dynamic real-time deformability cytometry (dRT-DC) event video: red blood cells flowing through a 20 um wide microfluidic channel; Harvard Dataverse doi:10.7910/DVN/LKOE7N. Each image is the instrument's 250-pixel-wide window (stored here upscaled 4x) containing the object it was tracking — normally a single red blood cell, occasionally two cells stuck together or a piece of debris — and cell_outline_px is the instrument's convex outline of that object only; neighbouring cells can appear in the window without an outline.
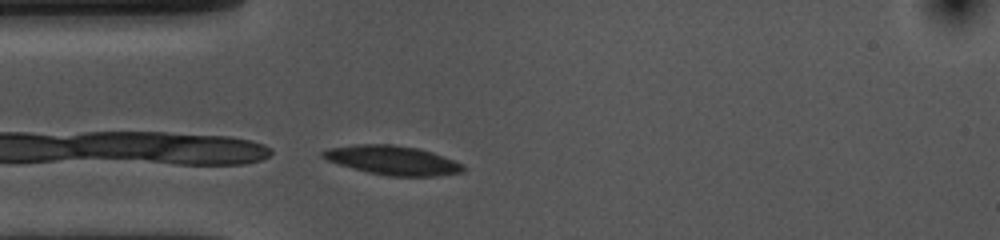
{"species": "common noctule bat (a hibernating species)", "species_latin": "Nyctalus noctula", "temperature_condition": "cold", "stored_images_in_passage": 31, "camera_frame_rate_fps": 3000, "um_per_image_px": 0.085, "animal": {"sex": "female", "body_mass_g": 10.0, "forearm_length_mm": 53.1}, "frame": {"image": 1, "passage_image": 1, "time_ms": 0.0, "image_size_px": [1000, 240], "cell_outline_px": [[464, 172], [436, 176], [388, 176], [368, 172], [352, 168], [328, 160], [320, 156], [320, 152], [328, 148], [356, 144], [392, 144], [416, 148], [432, 152], [464, 164]], "centroid_in_image_um": [33.37, 13.62], "position_along_channel_um": 51.6, "area_um2": 23.76}}
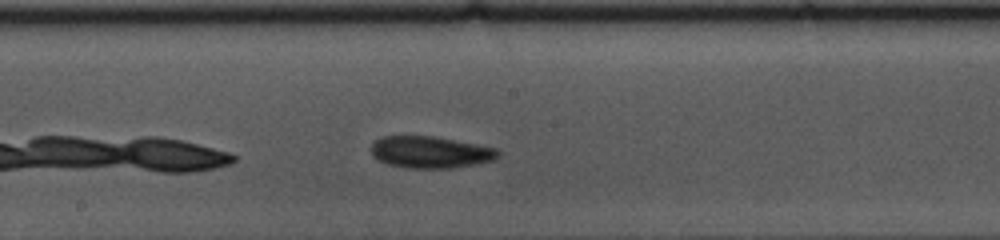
{"frame": {"image": 2, "passage_image": 15, "time_ms": 4.667, "image_size_px": [1000, 240], "cell_outline_px": [[500, 156], [492, 160], [476, 164], [452, 168], [408, 168], [388, 164], [372, 156], [372, 144], [376, 140], [384, 136], [432, 136], [476, 144], [496, 148], [500, 152]], "centroid_in_image_um": [36.59, 12.94], "position_along_channel_um": 211.6, "area_um2": 23.35}}
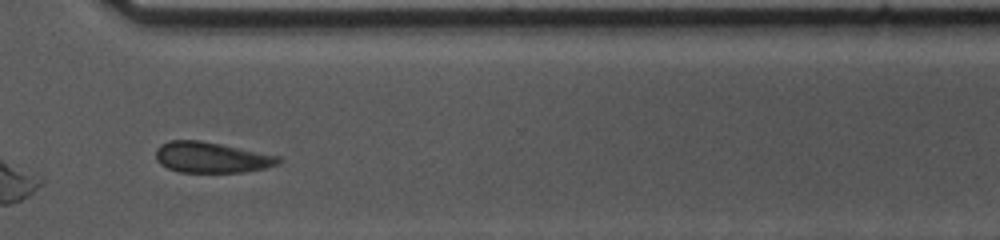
{"frame": {"image": 3, "passage_image": 27, "time_ms": 8.667, "image_size_px": [1000, 240], "cell_outline_px": [[284, 160], [280, 164], [264, 168], [244, 172], [180, 172], [168, 168], [160, 164], [156, 160], [156, 148], [160, 144], [168, 140], [200, 140], [280, 156]], "centroid_in_image_um": [17.97, 13.38], "position_along_channel_um": 352.6, "area_um2": 22.08}, "authors_computed_cell_mechanics": {"area_um2": 23.12, "velocity_mm_per_s": 3.527, "shape_relaxation_time_tau1_ms": 3.1777, "shape_relaxation_time_tau2_ms": 7.6747, "deformation_change_tau1": 0.0622, "deformation_change_tau2": 0.1315}}